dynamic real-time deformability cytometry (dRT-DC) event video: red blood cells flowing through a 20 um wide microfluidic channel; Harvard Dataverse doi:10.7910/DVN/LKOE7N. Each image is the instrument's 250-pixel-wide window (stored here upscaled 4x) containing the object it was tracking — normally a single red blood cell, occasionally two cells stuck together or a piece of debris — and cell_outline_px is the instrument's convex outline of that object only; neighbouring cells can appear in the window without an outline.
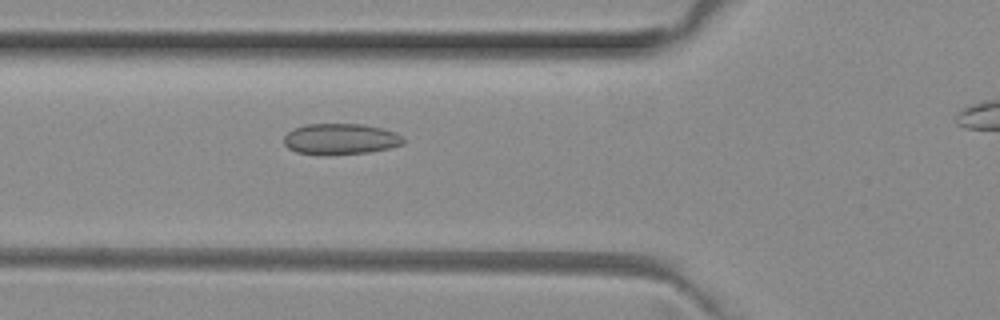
{"species": "common noctule bat (a hibernating species)", "species_latin": "Nyctalus noctula", "temperature_condition": "room temperature", "stored_images_in_passage": 7, "camera_frame_rate_fps": 3000, "um_per_image_px": 0.085, "animal": {"sex": "female", "body_mass_g": 29.2, "forearm_length_mm": 56.3}, "frame": {"image": 1, "passage_image": 6, "time_ms": 1.667, "image_size_px": [1000, 320], "cell_outline_px": [[404, 144], [388, 148], [368, 152], [324, 156], [296, 152], [288, 148], [284, 144], [284, 136], [292, 128], [308, 124], [360, 124], [380, 128], [396, 132], [404, 136]], "centroid_in_image_um": [28.92, 11.83], "position_along_channel_um": 96.9, "area_um2": 21.79}}